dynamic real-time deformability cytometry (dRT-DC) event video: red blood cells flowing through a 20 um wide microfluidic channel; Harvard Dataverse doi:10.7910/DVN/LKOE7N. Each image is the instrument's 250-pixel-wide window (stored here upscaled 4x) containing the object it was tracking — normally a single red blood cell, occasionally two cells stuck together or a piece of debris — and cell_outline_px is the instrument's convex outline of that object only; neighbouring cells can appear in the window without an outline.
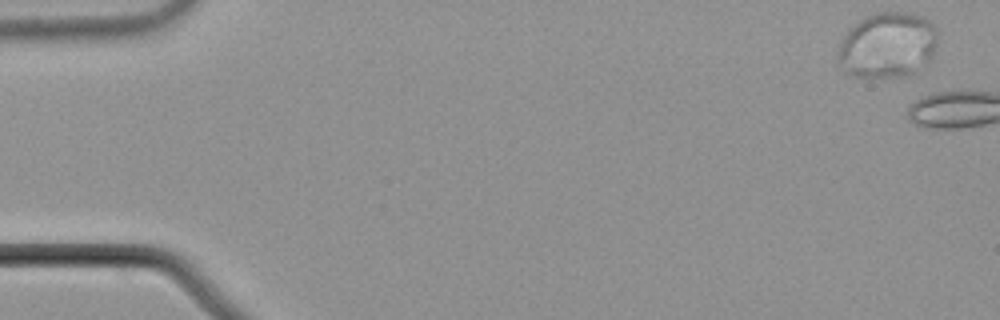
{"species": "common noctule bat (a hibernating species)", "species_latin": "Nyctalus noctula", "temperature_condition": "cold", "stored_images_in_passage": 3, "camera_frame_rate_fps": 3000, "um_per_image_px": 0.085, "animal": {"sex": "male", "body_mass_g": 21.5, "forearm_length_mm": 52.0}, "frame": {"image": 1, "passage_image": 1, "time_ms": 0.0, "image_size_px": [1000, 320], "cell_outline_px": [[936, 44], [932, 56], [928, 60], [912, 72], [904, 76], [852, 76], [844, 72], [836, 64], [836, 56], [840, 40], [848, 28], [864, 16], [876, 12], [908, 12], [920, 16], [928, 20], [936, 28]], "centroid_in_image_um": [75.35, 3.81], "position_along_channel_um": 9.7, "area_um2": 38.26}}